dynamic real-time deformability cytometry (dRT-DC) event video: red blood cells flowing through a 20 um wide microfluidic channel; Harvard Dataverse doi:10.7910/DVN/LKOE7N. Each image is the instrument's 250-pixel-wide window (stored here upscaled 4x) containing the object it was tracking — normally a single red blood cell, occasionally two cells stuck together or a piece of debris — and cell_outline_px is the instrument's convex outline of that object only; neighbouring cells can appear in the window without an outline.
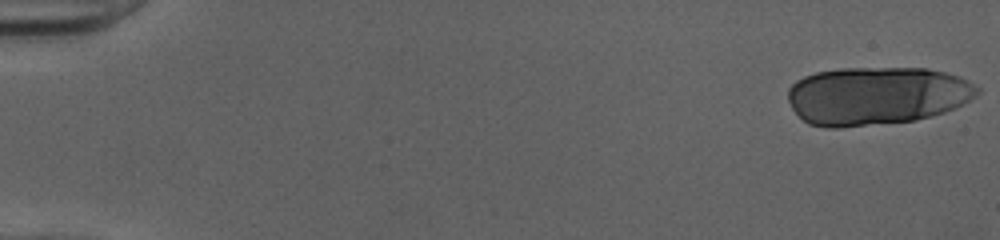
{"species": "human", "species_latin": "Homo sapiens", "temperature_condition": "cold", "stored_images_in_passage": 19, "camera_frame_rate_fps": 3000, "um_per_image_px": 0.085, "donor": {"sex": "female"}, "frame": {"image": 1, "passage_image": 1, "time_ms": 0.0, "image_size_px": [1000, 240], "cell_outline_px": [[980, 92], [976, 96], [956, 108], [944, 112], [916, 120], [840, 128], [828, 128], [808, 124], [792, 108], [788, 100], [788, 88], [796, 80], [804, 76], [816, 72], [840, 68], [928, 68], [960, 76], [968, 80], [980, 88]], "centroid_in_image_um": [74.52, 8.13], "position_along_channel_um": 10.5, "area_um2": 64.68}}